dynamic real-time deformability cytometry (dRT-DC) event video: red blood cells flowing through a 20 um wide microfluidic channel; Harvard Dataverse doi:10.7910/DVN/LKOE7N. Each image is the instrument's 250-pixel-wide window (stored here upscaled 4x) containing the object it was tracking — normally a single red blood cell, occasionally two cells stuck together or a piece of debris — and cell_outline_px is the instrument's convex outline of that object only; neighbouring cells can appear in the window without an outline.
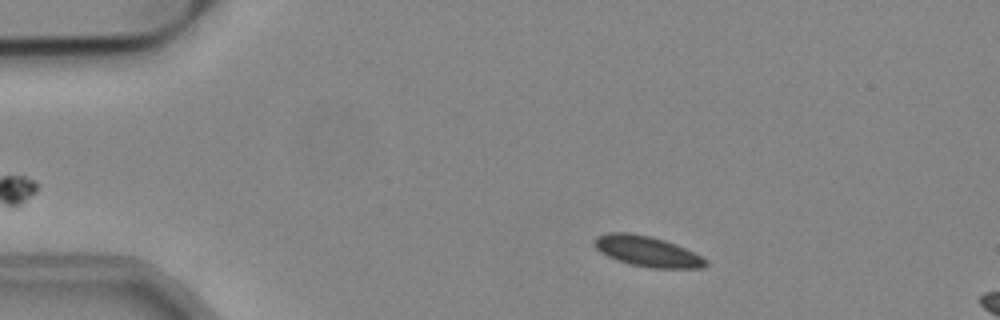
{"species": "common noctule bat (a hibernating species)", "species_latin": "Nyctalus noctula", "temperature_condition": "cold", "stored_images_in_passage": 7, "camera_frame_rate_fps": 3000, "um_per_image_px": 0.085, "animal": {"sex": "male", "body_mass_g": 19.2, "forearm_length_mm": 51.8}, "frame": {"image": 1, "passage_image": 2, "time_ms": 0.333, "image_size_px": [1000, 320], "cell_outline_px": [[708, 264], [704, 268], [652, 268], [632, 264], [608, 256], [600, 252], [592, 244], [592, 240], [596, 236], [608, 232], [628, 232], [648, 236], [664, 240], [676, 244], [708, 260]], "centroid_in_image_um": [54.99, 21.35], "position_along_channel_um": 30.0, "area_um2": 19.65}}